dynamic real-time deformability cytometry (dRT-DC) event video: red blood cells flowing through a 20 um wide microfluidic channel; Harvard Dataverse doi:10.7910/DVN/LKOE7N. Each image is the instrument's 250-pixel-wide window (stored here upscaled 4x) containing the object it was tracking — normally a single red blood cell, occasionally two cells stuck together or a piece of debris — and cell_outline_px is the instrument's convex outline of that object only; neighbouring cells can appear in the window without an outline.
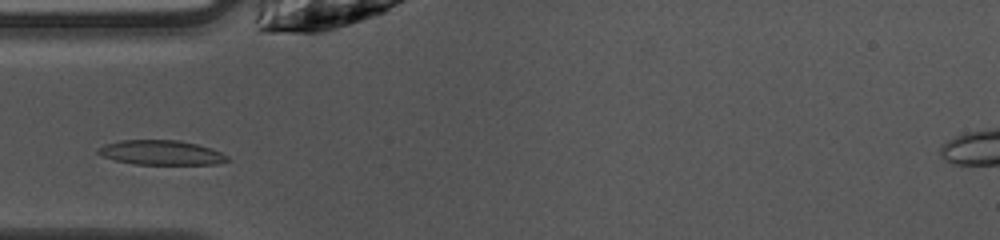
{"species": "common noctule bat (a hibernating species)", "species_latin": "Nyctalus noctula", "temperature_condition": "warm", "stored_images_in_passage": 28, "camera_frame_rate_fps": 3000, "um_per_image_px": 0.085, "animal": {"sex": "female", "body_mass_g": 10.0, "forearm_length_mm": 53.1}, "frame": {"image": 1, "passage_image": 3, "time_ms": 0.667, "image_size_px": [1000, 240], "cell_outline_px": [[232, 160], [216, 164], [132, 164], [100, 156], [96, 152], [104, 144], [120, 140], [180, 140], [212, 148], [228, 156]], "centroid_in_image_um": [13.71, 12.97], "position_along_channel_um": 71.3, "area_um2": 18.61}}
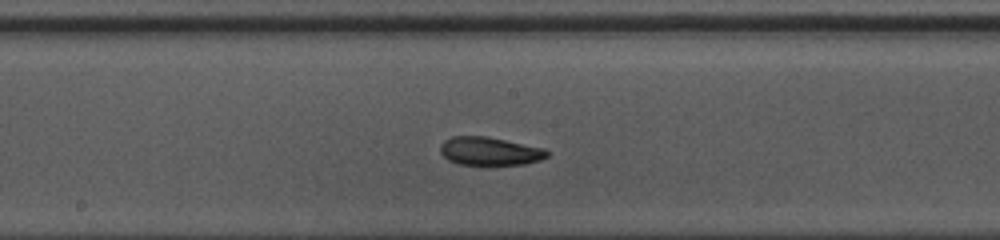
{"frame": {"image": 2, "passage_image": 13, "time_ms": 4.0, "image_size_px": [1000, 240], "cell_outline_px": [[548, 156], [540, 160], [524, 164], [480, 168], [460, 164], [448, 160], [440, 152], [440, 144], [444, 140], [452, 136], [488, 136], [544, 148], [548, 152]], "centroid_in_image_um": [41.6, 12.89], "position_along_channel_um": 206.6, "area_um2": 18.44}}
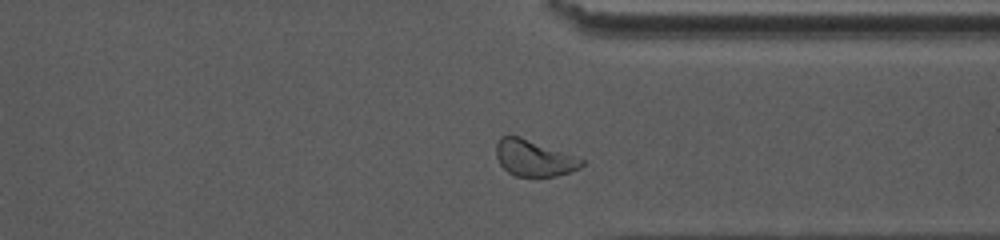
{"frame": {"image": 3, "passage_image": 25, "time_ms": 8.0, "image_size_px": [1000, 240], "cell_outline_px": [[584, 164], [580, 168], [572, 172], [556, 176], [516, 176], [508, 172], [500, 164], [496, 156], [496, 144], [500, 136], [520, 136], [584, 160]], "centroid_in_image_um": [45.37, 13.45], "position_along_channel_um": 366.0, "area_um2": 17.86}, "authors_computed_cell_mechanics": {"area_um2": 18.1203, "velocity_mm_per_s": 4.0177, "shape_relaxation_time_tau1_ms": 2.7026, "shape_relaxation_time_tau2_ms": 2.4962, "deformation_change_tau1": 0.1271, "deformation_change_tau2": 0.063}}